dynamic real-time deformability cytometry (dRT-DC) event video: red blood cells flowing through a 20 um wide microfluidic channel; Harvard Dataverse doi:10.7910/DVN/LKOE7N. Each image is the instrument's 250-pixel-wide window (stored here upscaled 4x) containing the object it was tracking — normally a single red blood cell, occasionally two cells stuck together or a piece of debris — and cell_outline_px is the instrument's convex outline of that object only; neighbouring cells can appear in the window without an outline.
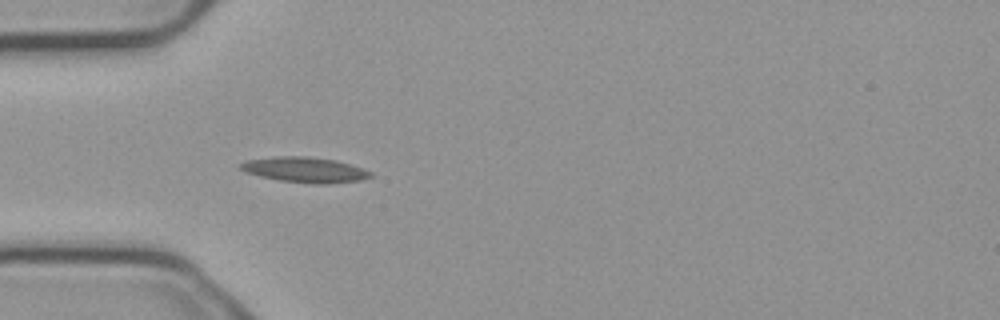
{"species": "common noctule bat (a hibernating species)", "species_latin": "Nyctalus noctula", "temperature_condition": "cold", "stored_images_in_passage": 4, "camera_frame_rate_fps": 3000, "um_per_image_px": 0.085, "animal": {"sex": "male", "body_mass_g": 23.1, "forearm_length_mm": 52.7}, "frame": {"image": 1, "passage_image": 4, "time_ms": 1.0, "image_size_px": [1000, 320], "cell_outline_px": [[372, 176], [360, 180], [328, 184], [312, 184], [280, 180], [260, 176], [244, 172], [240, 168], [240, 164], [248, 160], [280, 156], [304, 156], [336, 160], [364, 168], [372, 172]], "centroid_in_image_um": [25.95, 14.44], "position_along_channel_um": 59.1, "area_um2": 19.13}}